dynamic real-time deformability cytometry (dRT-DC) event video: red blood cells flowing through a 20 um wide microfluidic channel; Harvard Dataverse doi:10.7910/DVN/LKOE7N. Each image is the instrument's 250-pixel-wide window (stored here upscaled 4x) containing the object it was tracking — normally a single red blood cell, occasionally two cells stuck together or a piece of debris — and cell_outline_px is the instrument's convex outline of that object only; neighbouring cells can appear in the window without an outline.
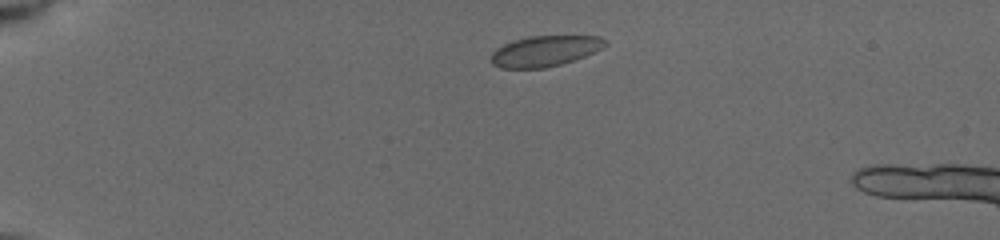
{"species": "common noctule bat (a hibernating species)", "species_latin": "Nyctalus noctula", "temperature_condition": "cold", "stored_images_in_passage": 3, "camera_frame_rate_fps": 3000, "um_per_image_px": 0.085, "animal": {"sex": "female", "body_mass_g": 19.5, "forearm_length_mm": 54.1}, "frame": {"image": 1, "passage_image": 1, "time_ms": 0.0, "image_size_px": [1000, 240], "cell_outline_px": [[608, 44], [584, 56], [560, 64], [544, 68], [500, 68], [492, 64], [492, 52], [496, 48], [504, 44], [528, 36], [600, 36]], "centroid_in_image_um": [46.28, 4.34], "position_along_channel_um": 38.7, "area_um2": 20.06}}